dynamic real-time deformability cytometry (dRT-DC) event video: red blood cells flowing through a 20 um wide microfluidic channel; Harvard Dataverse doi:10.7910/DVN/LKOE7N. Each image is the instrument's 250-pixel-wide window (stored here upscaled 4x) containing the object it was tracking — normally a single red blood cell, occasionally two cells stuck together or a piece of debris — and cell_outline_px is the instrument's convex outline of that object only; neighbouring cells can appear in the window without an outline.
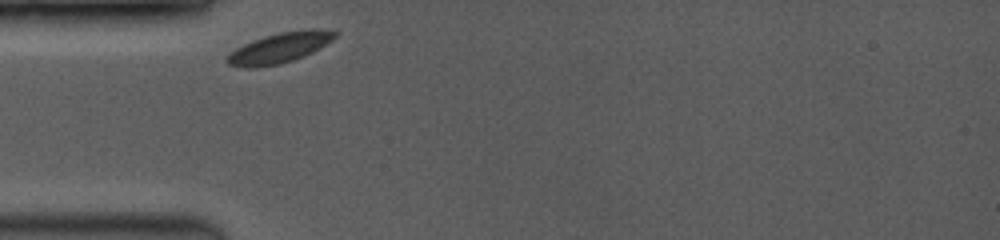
{"species": "common noctule bat (a hibernating species)", "species_latin": "Nyctalus noctula", "temperature_condition": "room temperature", "stored_images_in_passage": 5, "camera_frame_rate_fps": 3500, "um_per_image_px": 0.085, "animal": {"sex": "female", "body_mass_g": 19.0, "forearm_length_mm": 53.3}, "frame": {"image": 1, "passage_image": 1, "time_ms": 0.0, "image_size_px": [1000, 240], "cell_outline_px": [[336, 36], [332, 40], [320, 48], [304, 56], [280, 64], [256, 68], [244, 68], [228, 64], [224, 60], [236, 48], [252, 40], [280, 32], [312, 28], [320, 28], [336, 32]], "centroid_in_image_um": [23.76, 4.07], "position_along_channel_um": 61.2, "area_um2": 19.02}}
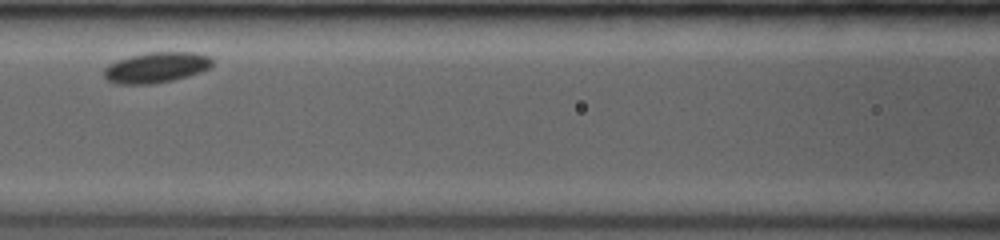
{"frame": {"image": 2, "passage_image": 4, "time_ms": 2.571, "image_size_px": [1000, 240], "cell_outline_px": [[212, 64], [208, 68], [200, 72], [188, 76], [172, 80], [152, 84], [112, 84], [104, 76], [104, 68], [108, 64], [116, 60], [148, 52], [192, 52], [208, 56], [212, 60]], "centroid_in_image_um": [13.23, 5.74], "position_along_channel_um": 153.4, "area_um2": 19.25}}
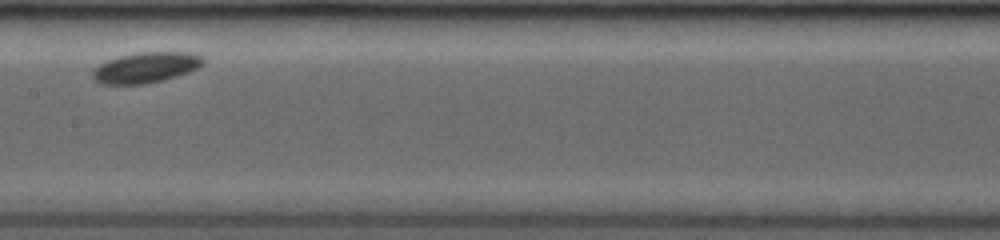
{"frame": {"image": 3, "passage_image": 5, "time_ms": 3.714, "image_size_px": [1000, 240], "cell_outline_px": [[204, 64], [188, 72], [164, 80], [144, 84], [100, 84], [92, 76], [92, 72], [100, 64], [108, 60], [120, 56], [140, 52], [188, 52], [200, 56], [204, 60]], "centroid_in_image_um": [12.4, 5.74], "position_along_channel_um": 195.0, "area_um2": 19.48}}